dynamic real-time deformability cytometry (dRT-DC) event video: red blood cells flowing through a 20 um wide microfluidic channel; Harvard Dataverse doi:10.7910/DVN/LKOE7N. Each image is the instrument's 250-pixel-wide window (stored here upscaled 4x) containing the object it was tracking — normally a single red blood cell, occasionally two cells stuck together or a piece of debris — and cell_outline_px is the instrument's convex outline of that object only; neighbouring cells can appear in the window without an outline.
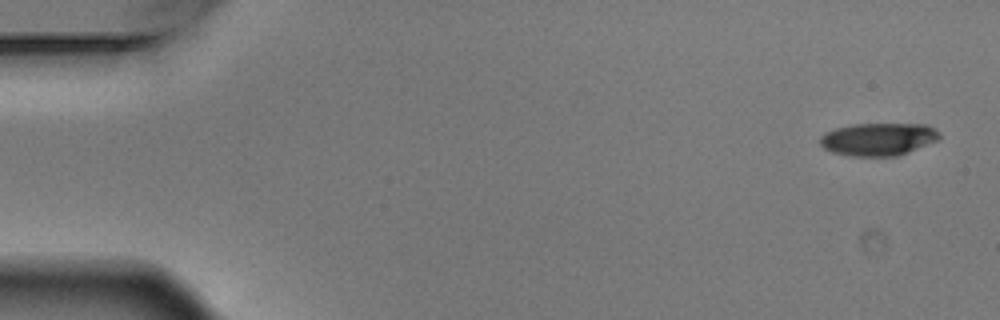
{"species": "Egyptian fruit bat (a non-hibernating species)", "species_latin": "Rousettus aegyptiacus", "temperature_condition": "warm", "stored_images_in_passage": 6, "segment_of_instrument_passage": [1, 2], "camera_frame_rate_fps": 3000, "um_per_image_px": 0.085, "animal": {"sex": "male"}, "frame": {"image": 1, "passage_image": 1, "time_ms": 0.0, "image_size_px": [1000, 320], "cell_outline_px": [[940, 136], [936, 140], [908, 152], [896, 156], [848, 156], [832, 152], [824, 148], [820, 144], [820, 136], [824, 132], [836, 128], [852, 124], [928, 124], [940, 132]], "centroid_in_image_um": [74.62, 11.82], "position_along_channel_um": 10.4, "area_um2": 22.77}}